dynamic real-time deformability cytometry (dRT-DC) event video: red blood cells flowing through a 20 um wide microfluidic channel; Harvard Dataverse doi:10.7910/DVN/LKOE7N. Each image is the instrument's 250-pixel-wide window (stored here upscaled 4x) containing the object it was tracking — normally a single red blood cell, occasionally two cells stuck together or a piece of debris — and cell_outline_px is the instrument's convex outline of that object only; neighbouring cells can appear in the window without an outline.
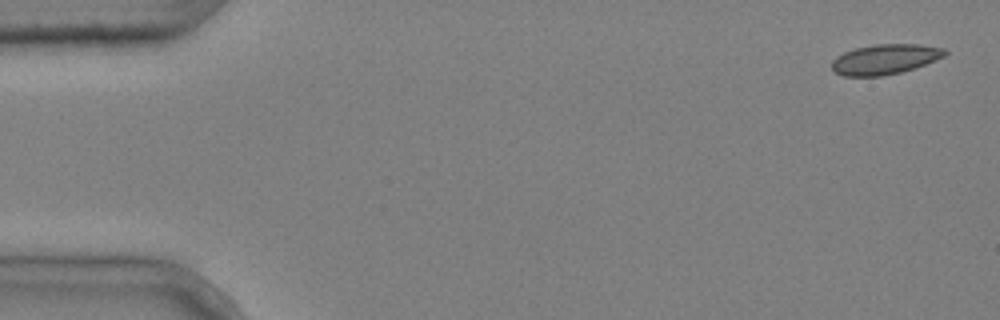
{"species": "common noctule bat (a hibernating species)", "species_latin": "Nyctalus noctula", "temperature_condition": "cold", "stored_images_in_passage": 6, "camera_frame_rate_fps": 3000, "um_per_image_px": 0.085, "animal": {"sex": "male", "body_mass_g": 20.4}, "frame": {"image": 1, "passage_image": 1, "time_ms": 0.0, "image_size_px": [1000, 320], "cell_outline_px": [[948, 52], [944, 56], [924, 64], [900, 72], [880, 76], [844, 76], [836, 72], [832, 68], [832, 60], [836, 56], [844, 52], [856, 48], [876, 44], [920, 44], [944, 48]], "centroid_in_image_um": [75.2, 5.02], "position_along_channel_um": 9.8, "area_um2": 19.59}}
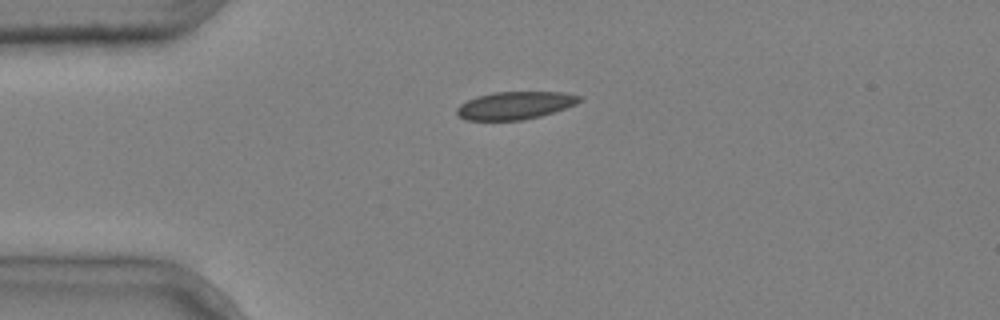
{"frame": {"image": 2, "passage_image": 4, "time_ms": 1.0, "image_size_px": [1000, 320], "cell_outline_px": [[580, 100], [576, 104], [540, 116], [524, 120], [468, 120], [460, 116], [456, 112], [456, 108], [460, 104], [476, 96], [492, 92], [564, 92], [580, 96]], "centroid_in_image_um": [43.75, 8.95], "position_along_channel_um": 41.2, "area_um2": 19.65}}